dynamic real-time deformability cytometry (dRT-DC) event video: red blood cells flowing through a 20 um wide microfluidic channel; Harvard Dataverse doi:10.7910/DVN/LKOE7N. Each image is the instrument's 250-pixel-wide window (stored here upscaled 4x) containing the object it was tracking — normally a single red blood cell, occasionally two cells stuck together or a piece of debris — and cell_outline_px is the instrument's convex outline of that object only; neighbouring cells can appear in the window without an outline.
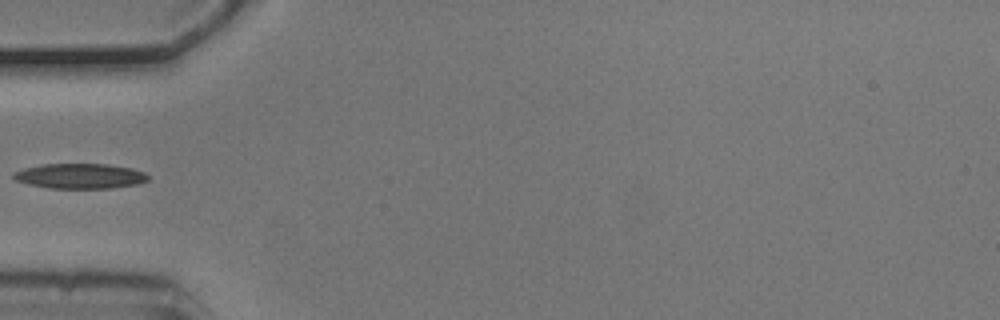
{"species": "common noctule bat (a hibernating species)", "species_latin": "Nyctalus noctula", "temperature_condition": "cold", "stored_images_in_passage": 6, "camera_frame_rate_fps": 3000, "um_per_image_px": 0.085, "animal": {"sex": "male", "body_mass_g": 20.5, "forearm_length_mm": 52.5}, "frame": {"image": 1, "passage_image": 4, "time_ms": 1.0, "image_size_px": [1000, 320], "cell_outline_px": [[148, 180], [136, 184], [112, 188], [52, 188], [28, 184], [16, 180], [12, 176], [12, 172], [24, 168], [44, 164], [108, 164], [132, 168], [144, 172], [148, 176]], "centroid_in_image_um": [6.79, 14.96], "position_along_channel_um": 78.2, "area_um2": 19.59}}
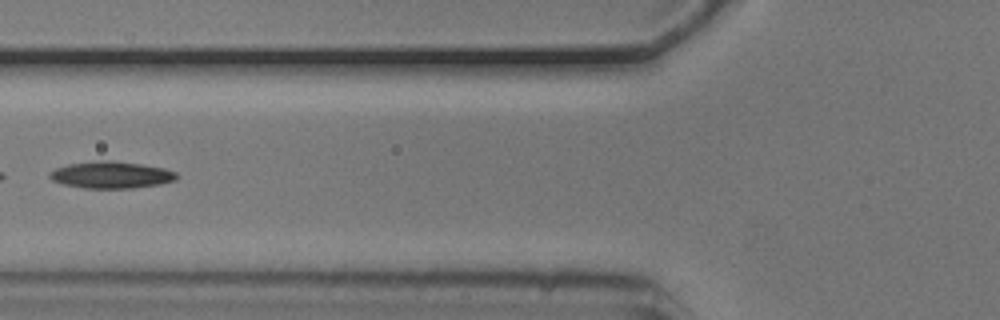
{"frame": {"image": 2, "passage_image": 5, "time_ms": 1.333, "image_size_px": [1000, 320], "cell_outline_px": [[176, 180], [160, 184], [132, 188], [84, 188], [64, 184], [52, 180], [48, 176], [48, 172], [56, 168], [68, 164], [100, 160], [112, 160], [140, 164], [164, 168], [176, 172]], "centroid_in_image_um": [9.43, 14.86], "position_along_channel_um": 116.4, "area_um2": 19.83}}
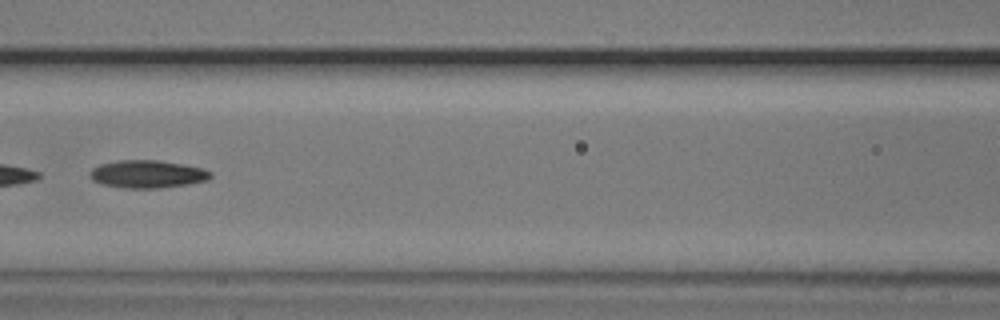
{"frame": {"image": 3, "passage_image": 6, "time_ms": 1.667, "image_size_px": [1000, 320], "cell_outline_px": [[212, 176], [208, 180], [188, 184], [156, 188], [124, 188], [104, 184], [92, 180], [88, 176], [88, 172], [92, 168], [100, 164], [120, 160], [160, 160], [184, 164], [204, 168], [212, 172]], "centroid_in_image_um": [12.54, 14.79], "position_along_channel_um": 154.1, "area_um2": 19.65}}